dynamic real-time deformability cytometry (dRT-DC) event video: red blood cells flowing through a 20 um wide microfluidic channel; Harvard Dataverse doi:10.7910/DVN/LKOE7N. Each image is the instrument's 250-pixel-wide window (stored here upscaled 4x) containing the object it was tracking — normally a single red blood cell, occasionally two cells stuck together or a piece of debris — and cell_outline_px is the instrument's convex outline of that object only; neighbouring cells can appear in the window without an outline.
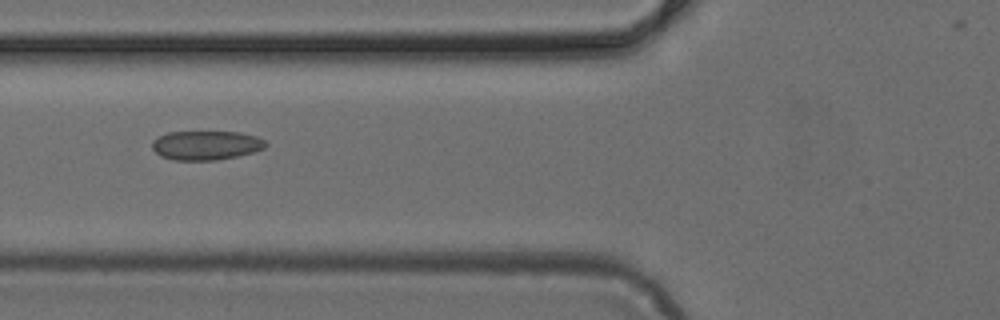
{"species": "common noctule bat (a hibernating species)", "species_latin": "Nyctalus noctula", "temperature_condition": "cold", "stored_images_in_passage": 4, "camera_frame_rate_fps": 3000, "um_per_image_px": 0.085, "animal": {"sex": "female", "body_mass_g": 24.6, "forearm_length_mm": 56.2}, "frame": {"image": 1, "passage_image": 4, "time_ms": 1.0, "image_size_px": [1000, 320], "cell_outline_px": [[268, 144], [264, 148], [256, 152], [216, 160], [172, 160], [160, 156], [152, 148], [152, 140], [168, 132], [240, 132], [256, 136], [264, 140]], "centroid_in_image_um": [17.52, 12.35], "position_along_channel_um": 108.3, "area_um2": 19.36}}